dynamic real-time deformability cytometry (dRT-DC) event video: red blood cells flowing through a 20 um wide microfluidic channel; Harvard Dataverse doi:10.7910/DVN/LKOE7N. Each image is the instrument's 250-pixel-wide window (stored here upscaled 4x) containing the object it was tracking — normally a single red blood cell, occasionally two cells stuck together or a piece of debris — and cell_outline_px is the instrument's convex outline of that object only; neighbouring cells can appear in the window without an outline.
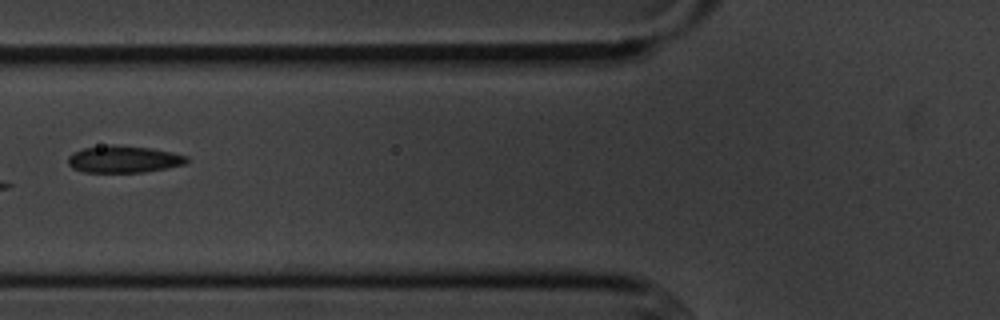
{"species": "common noctule bat (a hibernating species)", "species_latin": "Nyctalus noctula", "temperature_condition": "cold", "stored_images_in_passage": 9, "camera_frame_rate_fps": 3000, "um_per_image_px": 0.085, "animal": {"sex": "male", "body_mass_g": 20.1, "forearm_length_mm": 53.5}, "frame": {"image": 1, "passage_image": 6, "time_ms": 7.0, "image_size_px": [1000, 320], "cell_outline_px": [[188, 160], [184, 164], [144, 172], [84, 172], [72, 168], [68, 164], [68, 156], [72, 152], [84, 148], [108, 144], [112, 144], [152, 148], [172, 152], [188, 156]], "centroid_in_image_um": [10.48, 13.52], "position_along_channel_um": 115.3, "area_um2": 18.73}}
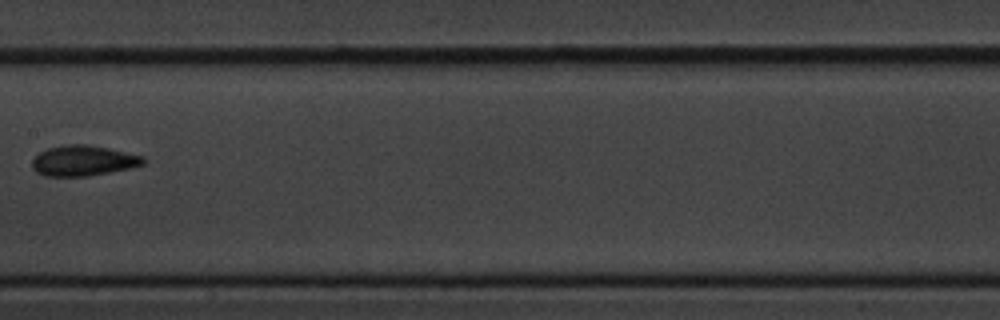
{"frame": {"image": 2, "passage_image": 8, "time_ms": 9.333, "image_size_px": [1000, 320], "cell_outline_px": [[148, 160], [144, 164], [128, 168], [88, 176], [44, 176], [36, 172], [32, 168], [32, 160], [40, 152], [48, 148], [68, 144], [88, 144], [108, 148], [144, 156]], "centroid_in_image_um": [7.08, 13.65], "position_along_channel_um": 200.3, "area_um2": 19.71}}
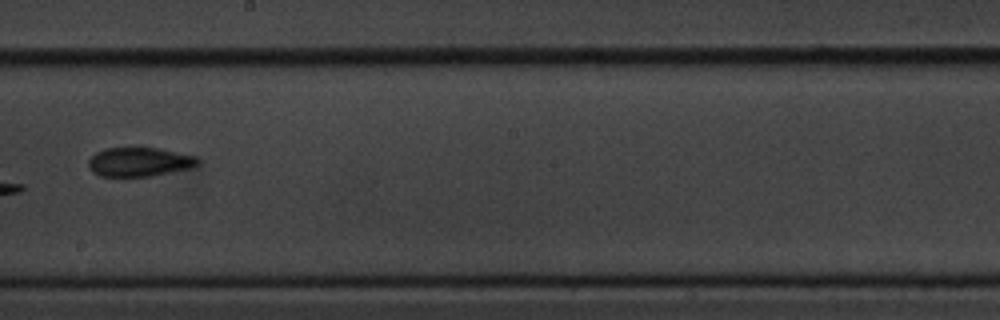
{"frame": {"image": 3, "passage_image": 9, "time_ms": 10.333, "image_size_px": [1000, 320], "cell_outline_px": [[200, 164], [188, 168], [152, 176], [100, 176], [92, 172], [88, 168], [88, 160], [96, 152], [104, 148], [160, 148], [196, 156], [200, 160]], "centroid_in_image_um": [11.83, 13.76], "position_along_channel_um": 236.4, "area_um2": 18.55}}